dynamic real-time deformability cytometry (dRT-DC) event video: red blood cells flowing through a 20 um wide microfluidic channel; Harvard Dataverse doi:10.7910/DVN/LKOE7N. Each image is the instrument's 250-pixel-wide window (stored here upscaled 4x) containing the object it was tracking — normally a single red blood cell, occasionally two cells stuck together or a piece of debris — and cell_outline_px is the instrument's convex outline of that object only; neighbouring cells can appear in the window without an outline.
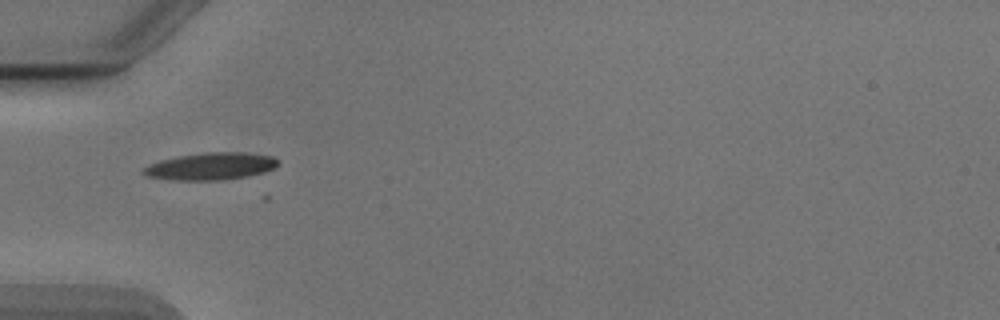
{"species": "Egyptian fruit bat (a non-hibernating species)", "species_latin": "Rousettus aegyptiacus", "temperature_condition": "cold", "stored_images_in_passage": 36, "camera_frame_rate_fps": 3000, "um_per_image_px": 0.085, "animal": {"sex": "male"}, "frame": {"image": 1, "passage_image": 2, "time_ms": 0.333, "image_size_px": [1000, 320], "cell_outline_px": [[280, 164], [276, 168], [264, 172], [248, 176], [224, 180], [176, 180], [148, 176], [140, 172], [144, 168], [160, 160], [180, 156], [204, 152], [244, 152], [272, 156]], "centroid_in_image_um": [17.97, 14.13], "position_along_channel_um": 67.0, "area_um2": 21.27}}
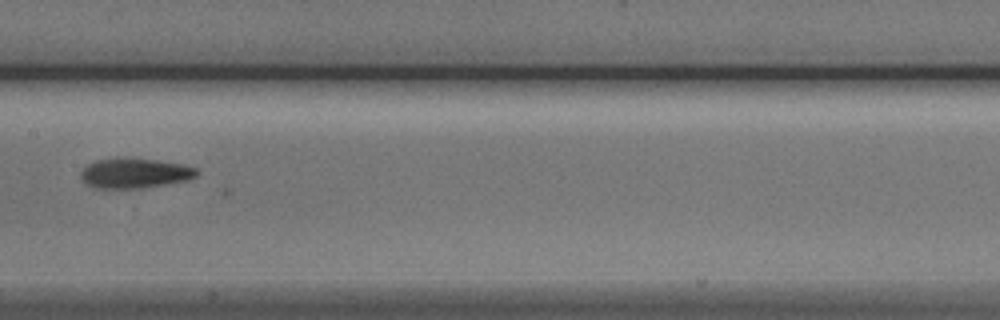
{"frame": {"image": 2, "passage_image": 12, "time_ms": 3.667, "image_size_px": [1000, 320], "cell_outline_px": [[196, 176], [188, 180], [144, 188], [96, 188], [88, 184], [80, 176], [80, 172], [88, 164], [96, 160], [124, 156], [156, 160], [180, 164], [196, 168]], "centroid_in_image_um": [11.42, 14.7], "position_along_channel_um": 196.0, "area_um2": 20.29}}
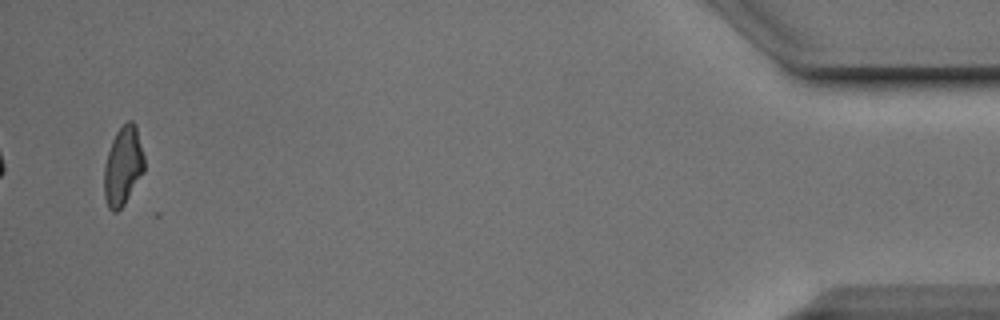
{"frame": {"image": 3, "passage_image": 36, "time_ms": 11.667, "image_size_px": [1000, 320], "cell_outline_px": [[144, 172], [124, 204], [116, 212], [112, 212], [108, 208], [104, 196], [104, 168], [108, 152], [112, 140], [116, 132], [128, 120], [132, 120], [136, 124], [144, 156]], "centroid_in_image_um": [10.46, 14.11], "position_along_channel_um": 424.7, "area_um2": 18.44}}